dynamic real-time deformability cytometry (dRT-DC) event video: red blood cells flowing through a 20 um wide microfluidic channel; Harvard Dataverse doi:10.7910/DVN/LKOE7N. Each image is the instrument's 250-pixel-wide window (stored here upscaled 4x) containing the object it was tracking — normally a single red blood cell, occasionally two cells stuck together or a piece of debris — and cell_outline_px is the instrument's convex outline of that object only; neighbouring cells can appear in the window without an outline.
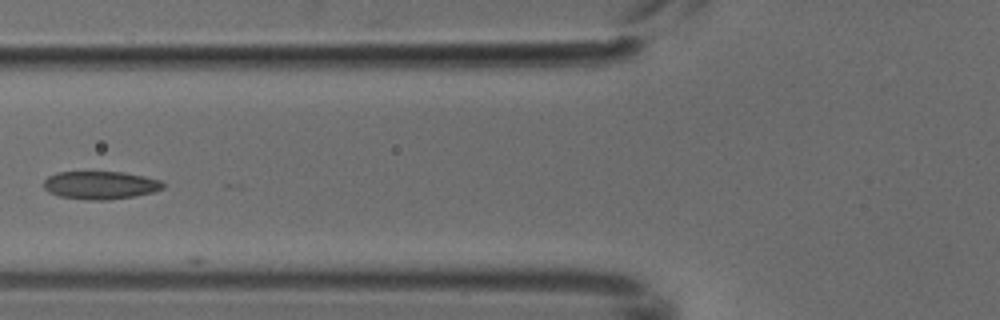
{"species": "common noctule bat (a hibernating species)", "species_latin": "Nyctalus noctula", "temperature_condition": "cold", "stored_images_in_passage": 7, "camera_frame_rate_fps": 3000, "um_per_image_px": 0.085, "animal": {"sex": "male", "body_mass_g": 18.8}, "frame": {"image": 1, "passage_image": 6, "time_ms": 1.667, "image_size_px": [1000, 320], "cell_outline_px": [[164, 188], [152, 192], [132, 196], [108, 200], [92, 200], [60, 196], [48, 192], [44, 188], [44, 180], [48, 176], [56, 172], [124, 172], [160, 180], [164, 184]], "centroid_in_image_um": [8.51, 15.73], "position_along_channel_um": 117.3, "area_um2": 19.31}}